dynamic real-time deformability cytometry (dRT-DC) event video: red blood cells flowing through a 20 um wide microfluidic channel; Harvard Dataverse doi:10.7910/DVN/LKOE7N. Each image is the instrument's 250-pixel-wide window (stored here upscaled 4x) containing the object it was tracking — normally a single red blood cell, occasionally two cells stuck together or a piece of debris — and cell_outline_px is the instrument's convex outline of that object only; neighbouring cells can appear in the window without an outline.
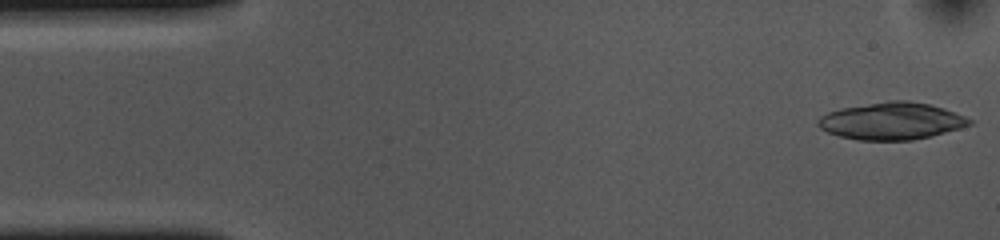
{"species": "common noctule bat (a hibernating species)", "species_latin": "Nyctalus noctula", "temperature_condition": "cold", "stored_images_in_passage": 52, "segment_of_instrument_passage": [1, 2], "camera_frame_rate_fps": 3000, "um_per_image_px": 0.085, "animal": {"sex": "female", "body_mass_g": 10.0, "forearm_length_mm": 53.1}, "frame": {"image": 1, "passage_image": 1, "time_ms": 0.0, "image_size_px": [1000, 240], "cell_outline_px": [[972, 124], [960, 128], [932, 136], [912, 140], [856, 140], [840, 136], [828, 132], [820, 128], [816, 124], [816, 120], [820, 116], [828, 112], [840, 108], [888, 100], [908, 100], [928, 104], [944, 108], [964, 116], [972, 120]], "centroid_in_image_um": [75.76, 10.28], "position_along_channel_um": 9.2, "area_um2": 32.89}}